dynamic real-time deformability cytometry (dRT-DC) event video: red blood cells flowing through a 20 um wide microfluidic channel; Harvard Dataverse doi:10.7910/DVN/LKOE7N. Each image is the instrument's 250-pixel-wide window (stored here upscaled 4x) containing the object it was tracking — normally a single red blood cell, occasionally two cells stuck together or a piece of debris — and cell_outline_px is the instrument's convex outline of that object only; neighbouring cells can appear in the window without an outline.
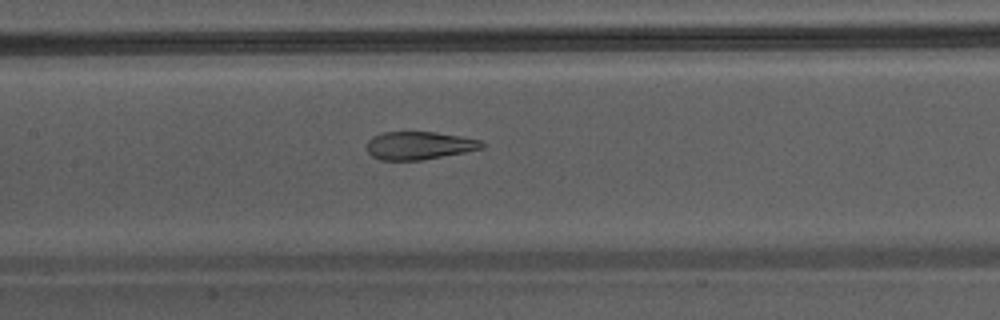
{"species": "Egyptian fruit bat (a non-hibernating species)", "species_latin": "Rousettus aegyptiacus", "temperature_condition": "warm", "stored_images_in_passage": 43, "camera_frame_rate_fps": 3000, "um_per_image_px": 0.085, "animal": {"sex": "male"}, "frame": {"image": 1, "passage_image": 19, "time_ms": 6.0, "image_size_px": [1000, 320], "cell_outline_px": [[484, 148], [424, 160], [380, 160], [372, 156], [368, 152], [368, 140], [372, 136], [384, 132], [436, 132], [460, 136], [480, 140], [484, 144]], "centroid_in_image_um": [35.62, 12.37], "position_along_channel_um": 171.8, "area_um2": 18.73}}
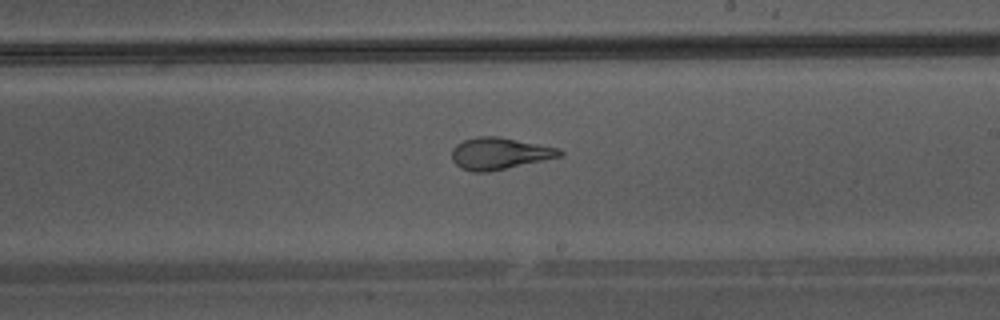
{"frame": {"image": 2, "passage_image": 24, "time_ms": 7.667, "image_size_px": [1000, 320], "cell_outline_px": [[564, 156], [488, 172], [472, 172], [460, 168], [452, 160], [452, 148], [456, 144], [464, 140], [476, 136], [500, 136], [560, 148], [564, 152]], "centroid_in_image_um": [42.47, 13.04], "position_along_channel_um": 246.5, "area_um2": 20.29}}